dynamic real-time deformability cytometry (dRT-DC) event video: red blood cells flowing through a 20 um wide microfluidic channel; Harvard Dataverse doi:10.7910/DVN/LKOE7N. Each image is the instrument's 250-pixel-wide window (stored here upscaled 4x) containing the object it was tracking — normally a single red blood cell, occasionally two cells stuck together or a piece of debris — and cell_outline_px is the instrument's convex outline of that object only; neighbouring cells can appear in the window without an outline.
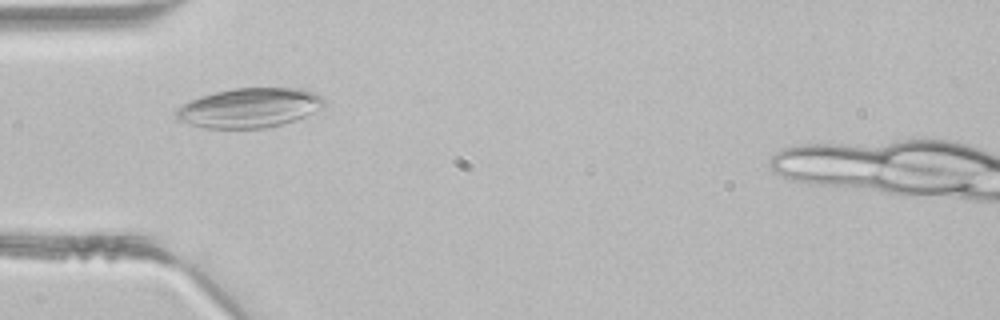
{"species": "common noctule bat (a hibernating species)", "species_latin": "Nyctalus noctula", "temperature_condition": "room temperature", "stored_images_in_passage": 3, "camera_frame_rate_fps": 3000, "um_per_image_px": 0.085, "animal": {"sex": "male", "body_mass_g": 21.5, "forearm_length_mm": 52.0}, "frame": {"image": 1, "passage_image": 3, "time_ms": 0.667, "image_size_px": [1000, 320], "cell_outline_px": [[324, 104], [320, 108], [296, 120], [264, 128], [204, 128], [176, 120], [172, 112], [176, 108], [200, 96], [232, 88], [308, 88], [316, 92], [324, 100]], "centroid_in_image_um": [21.17, 9.16], "position_along_channel_um": 63.8, "area_um2": 34.22}}